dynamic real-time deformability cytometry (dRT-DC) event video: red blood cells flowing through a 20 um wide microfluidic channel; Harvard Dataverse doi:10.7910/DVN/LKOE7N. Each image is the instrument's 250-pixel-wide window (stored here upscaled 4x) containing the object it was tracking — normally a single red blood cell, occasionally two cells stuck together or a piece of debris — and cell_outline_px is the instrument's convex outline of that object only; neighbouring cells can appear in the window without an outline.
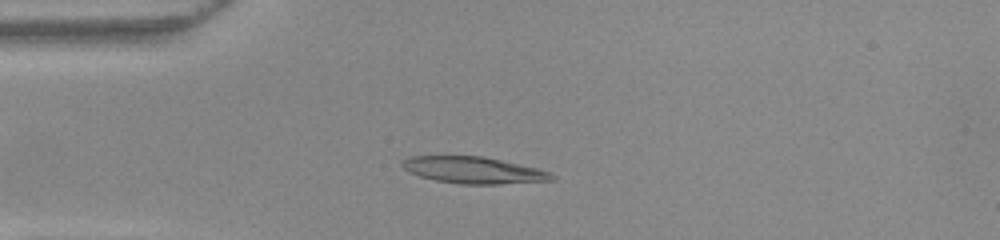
{"species": "common noctule bat (a hibernating species)", "species_latin": "Nyctalus noctula", "temperature_condition": "warm", "stored_images_in_passage": 46, "camera_frame_rate_fps": 3000, "um_per_image_px": 0.085, "animal": {"sex": "female", "body_mass_g": 22.0, "forearm_length_mm": 56.7}, "frame": {"image": 1, "passage_image": 8, "time_ms": 2.333, "image_size_px": [1000, 240], "cell_outline_px": [[556, 180], [500, 184], [460, 184], [436, 180], [420, 176], [404, 168], [400, 164], [400, 160], [408, 156], [484, 156], [536, 168], [548, 172], [556, 176]], "centroid_in_image_um": [40.24, 14.46], "position_along_channel_um": 44.8, "area_um2": 23.18}}
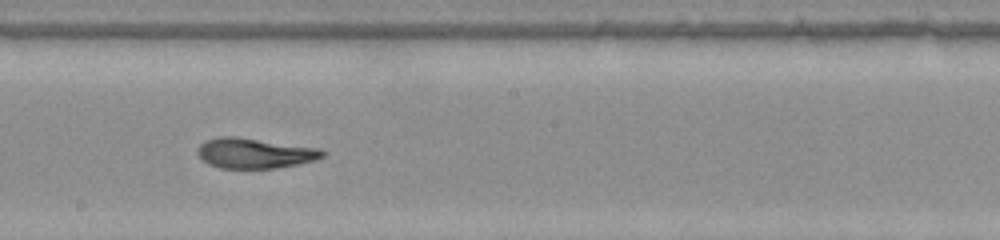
{"frame": {"image": 2, "passage_image": 23, "time_ms": 7.333, "image_size_px": [1000, 240], "cell_outline_px": [[324, 156], [316, 160], [276, 168], [220, 168], [208, 164], [196, 152], [196, 148], [204, 140], [220, 136], [236, 136], [320, 148], [324, 152]], "centroid_in_image_um": [21.61, 13.01], "position_along_channel_um": 226.6, "area_um2": 22.08}}
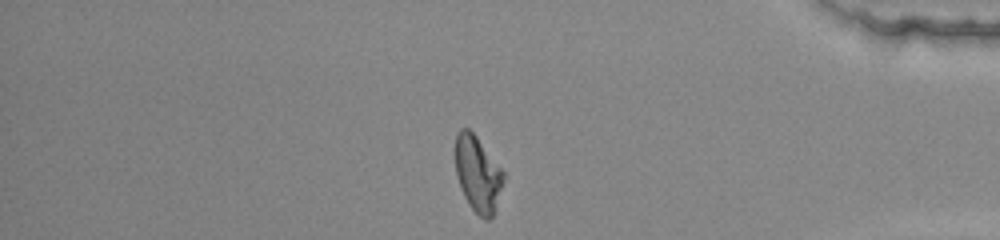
{"frame": {"image": 3, "passage_image": 38, "time_ms": 12.333, "image_size_px": [1000, 240], "cell_outline_px": [[504, 180], [492, 216], [488, 220], [484, 220], [468, 204], [460, 188], [456, 176], [456, 132], [460, 128], [468, 128], [476, 136], [504, 172]], "centroid_in_image_um": [40.59, 14.78], "position_along_channel_um": 394.6, "area_um2": 20.98}, "authors_computed_cell_mechanics": {"area_um2": 22.1952, "velocity_mm_per_s": 3.9825, "shape_relaxation_time_tau1_ms": null, "shape_relaxation_time_tau2_ms": 2.3864, "deformation_change_tau1": null, "deformation_change_tau2": 0.0905}}